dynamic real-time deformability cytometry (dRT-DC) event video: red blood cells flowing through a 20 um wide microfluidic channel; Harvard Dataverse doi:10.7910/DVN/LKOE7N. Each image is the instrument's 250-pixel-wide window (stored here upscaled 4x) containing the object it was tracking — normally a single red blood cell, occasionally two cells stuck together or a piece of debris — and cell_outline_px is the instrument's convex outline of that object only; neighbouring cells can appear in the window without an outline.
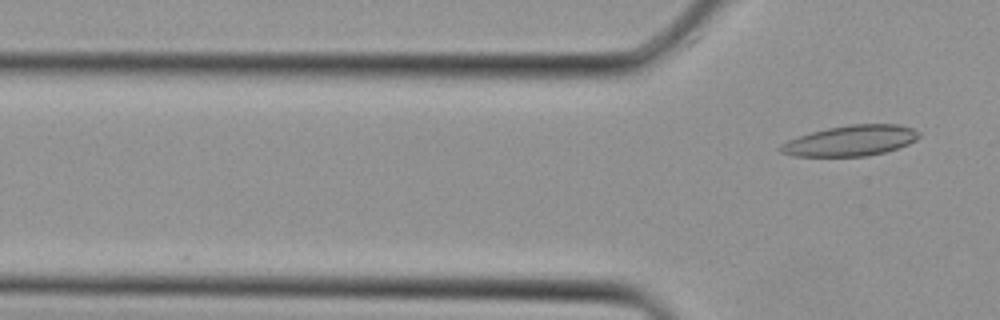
{"species": "Egyptian fruit bat (a non-hibernating species)", "species_latin": "Rousettus aegyptiacus", "temperature_condition": "cold", "stored_images_in_passage": 2, "camera_frame_rate_fps": 3000, "um_per_image_px": 0.085, "animal": {"sex": "female"}, "frame": {"image": 1, "passage_image": 2, "time_ms": 0.333, "image_size_px": [1000, 320], "cell_outline_px": [[920, 136], [916, 140], [908, 144], [884, 152], [864, 156], [792, 156], [780, 152], [776, 148], [780, 144], [788, 140], [812, 132], [828, 128], [848, 124], [900, 124], [912, 128], [920, 132]], "centroid_in_image_um": [72.29, 11.95], "position_along_channel_um": 53.5, "area_um2": 24.68}}